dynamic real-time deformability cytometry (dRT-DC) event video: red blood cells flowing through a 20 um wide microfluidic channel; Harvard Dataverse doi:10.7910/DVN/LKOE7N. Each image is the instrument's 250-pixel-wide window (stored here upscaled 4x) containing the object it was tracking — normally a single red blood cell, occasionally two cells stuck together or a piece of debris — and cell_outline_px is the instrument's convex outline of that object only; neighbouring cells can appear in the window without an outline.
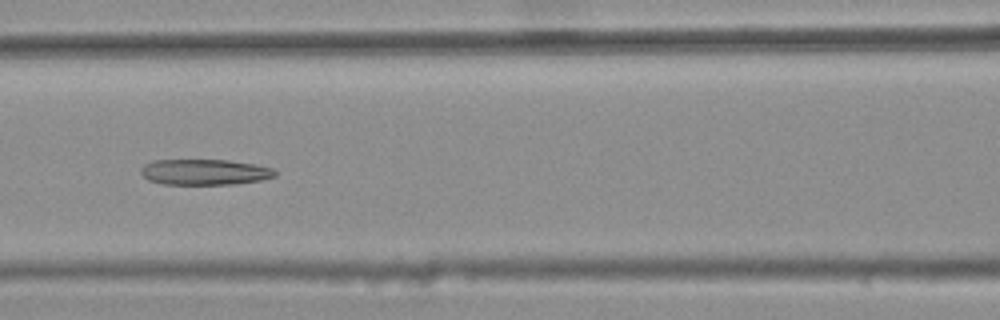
{"species": "common noctule bat (a hibernating species)", "species_latin": "Nyctalus noctula", "temperature_condition": "warm", "stored_images_in_passage": 7, "camera_frame_rate_fps": 3000, "um_per_image_px": 0.085, "animal": {"sex": "female", "body_mass_g": 25.1}, "frame": {"image": 1, "passage_image": 5, "time_ms": 1.333, "image_size_px": [1000, 320], "cell_outline_px": [[276, 176], [260, 180], [236, 184], [164, 184], [148, 180], [140, 172], [140, 168], [144, 164], [152, 160], [228, 160], [256, 164], [272, 168], [276, 172]], "centroid_in_image_um": [17.38, 14.62], "position_along_channel_um": 149.2, "area_um2": 20.17}}
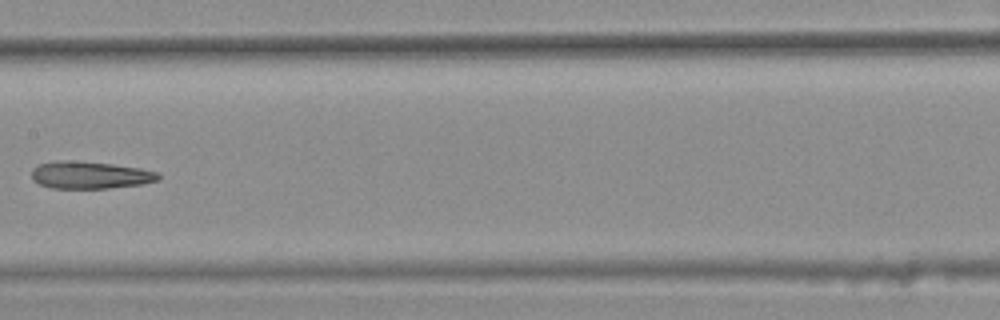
{"frame": {"image": 2, "passage_image": 6, "time_ms": 1.667, "image_size_px": [1000, 320], "cell_outline_px": [[160, 180], [140, 184], [108, 188], [52, 188], [40, 184], [32, 180], [32, 168], [36, 164], [56, 160], [72, 160], [112, 164], [140, 168], [156, 172], [160, 176]], "centroid_in_image_um": [7.6, 14.87], "position_along_channel_um": 199.8, "area_um2": 20.23}}
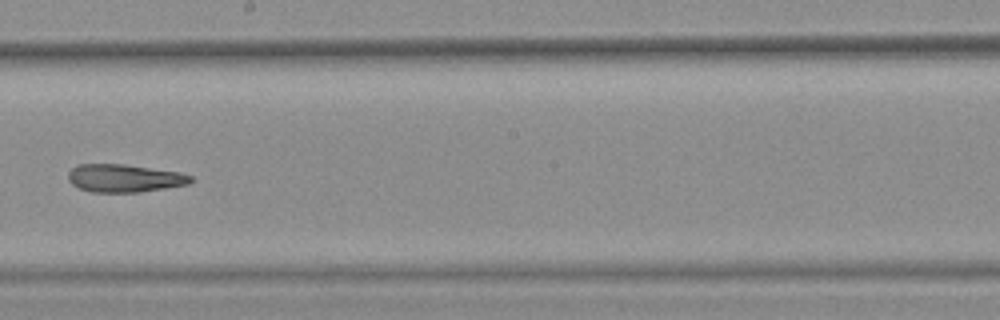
{"frame": {"image": 3, "passage_image": 7, "time_ms": 2.0, "image_size_px": [1000, 320], "cell_outline_px": [[192, 180], [188, 184], [140, 192], [92, 192], [80, 188], [72, 184], [68, 180], [68, 172], [76, 164], [124, 164], [180, 172], [192, 176]], "centroid_in_image_um": [10.55, 15.14], "position_along_channel_um": 237.7, "area_um2": 19.88}}